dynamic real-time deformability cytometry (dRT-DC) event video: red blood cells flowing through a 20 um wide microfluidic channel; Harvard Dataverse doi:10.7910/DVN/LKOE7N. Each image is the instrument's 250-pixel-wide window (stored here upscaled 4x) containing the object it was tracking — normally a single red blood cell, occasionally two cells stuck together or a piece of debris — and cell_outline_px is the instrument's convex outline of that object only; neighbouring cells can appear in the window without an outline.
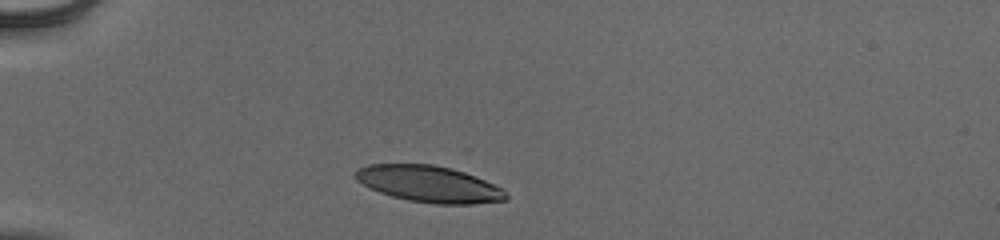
{"species": "human", "species_latin": "Homo sapiens", "temperature_condition": "cold", "stored_images_in_passage": 33, "camera_frame_rate_fps": 3000, "um_per_image_px": 0.085, "donor": {"sex": "male"}, "frame": {"image": 1, "passage_image": 1, "time_ms": 0.0, "image_size_px": [1000, 240], "cell_outline_px": [[508, 200], [472, 204], [436, 204], [408, 200], [392, 196], [380, 192], [356, 180], [356, 172], [360, 168], [368, 164], [432, 164], [452, 168], [464, 172], [504, 188], [508, 196]], "centroid_in_image_um": [36.52, 15.64], "position_along_channel_um": 48.5, "area_um2": 31.79}}
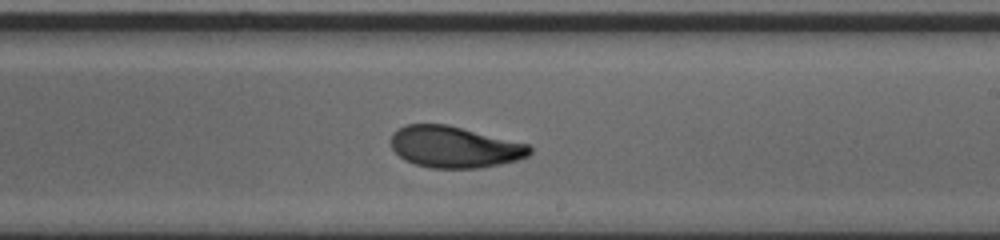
{"frame": {"image": 2, "passage_image": 19, "time_ms": 6.0, "image_size_px": [1000, 240], "cell_outline_px": [[532, 152], [528, 156], [516, 160], [500, 164], [480, 168], [428, 168], [404, 160], [392, 148], [392, 132], [404, 124], [448, 124], [528, 144], [532, 148]], "centroid_in_image_um": [38.62, 12.49], "position_along_channel_um": 250.4, "area_um2": 33.58}}
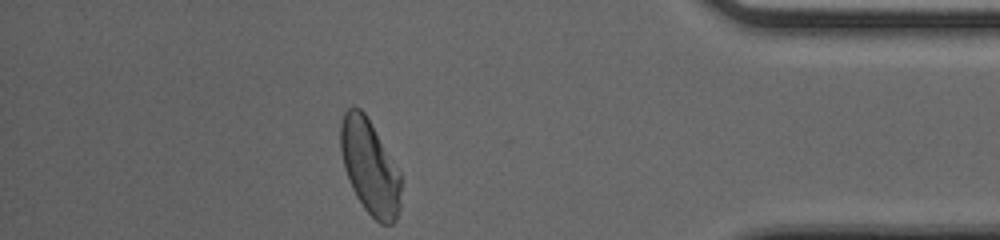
{"frame": {"image": 3, "passage_image": 33, "time_ms": 10.667, "image_size_px": [1000, 240], "cell_outline_px": [[400, 208], [396, 220], [392, 224], [380, 224], [364, 208], [356, 196], [352, 188], [344, 168], [340, 152], [340, 124], [344, 112], [352, 104], [360, 108], [364, 112], [400, 172]], "centroid_in_image_um": [31.41, 14.19], "position_along_channel_um": 403.8, "area_um2": 33.23}, "authors_computed_cell_mechanics": {"area_um2": 33.8708, "velocity_mm_per_s": 3.9146, "shape_relaxation_time_tau1_ms": 3.8339, "shape_relaxation_time_tau2_ms": 1.512, "deformation_change_tau1": 0.1678, "deformation_change_tau2": 0.0725}}